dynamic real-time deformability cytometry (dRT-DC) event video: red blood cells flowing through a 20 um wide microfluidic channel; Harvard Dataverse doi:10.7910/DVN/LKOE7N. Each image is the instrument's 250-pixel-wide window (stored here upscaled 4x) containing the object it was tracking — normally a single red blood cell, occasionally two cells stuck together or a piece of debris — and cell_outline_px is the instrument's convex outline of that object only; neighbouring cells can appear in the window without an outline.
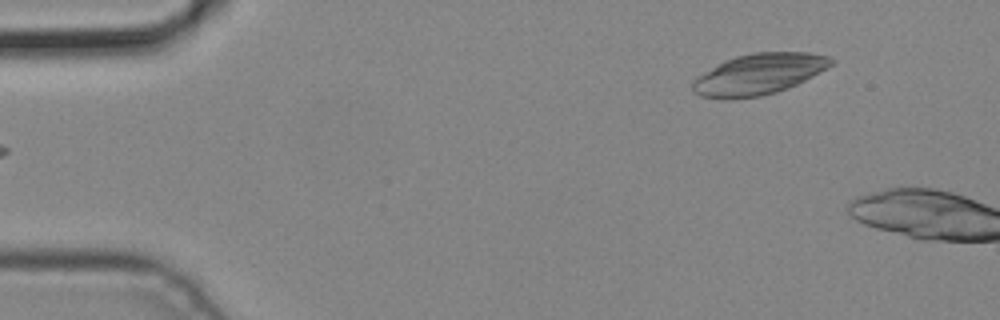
{"species": "common noctule bat (a hibernating species)", "species_latin": "Nyctalus noctula", "temperature_condition": "cold", "stored_images_in_passage": 4, "camera_frame_rate_fps": 3000, "um_per_image_px": 0.085, "animal": {"sex": "male", "body_mass_g": 19.2, "forearm_length_mm": 51.8}, "frame": {"image": 1, "passage_image": 4, "time_ms": 1.0, "image_size_px": [1000, 320], "cell_outline_px": [[836, 64], [788, 88], [776, 92], [760, 96], [700, 96], [692, 92], [692, 80], [696, 76], [724, 60], [736, 56], [752, 52], [812, 52], [832, 56], [836, 60]], "centroid_in_image_um": [64.57, 6.24], "position_along_channel_um": 20.4, "area_um2": 32.77}}